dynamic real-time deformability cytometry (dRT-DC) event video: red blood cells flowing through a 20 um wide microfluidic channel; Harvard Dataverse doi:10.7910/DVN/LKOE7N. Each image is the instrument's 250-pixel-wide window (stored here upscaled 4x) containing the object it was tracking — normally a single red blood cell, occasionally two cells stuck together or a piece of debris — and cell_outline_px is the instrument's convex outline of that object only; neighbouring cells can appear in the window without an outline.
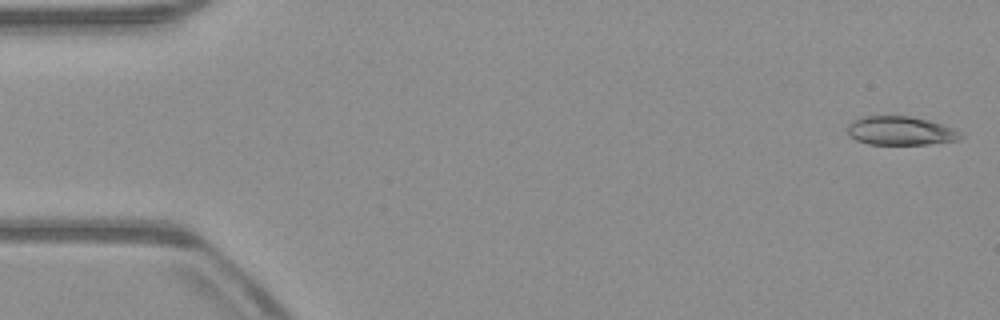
{"species": "common noctule bat (a hibernating species)", "species_latin": "Nyctalus noctula", "temperature_condition": "warm", "stored_images_in_passage": 18, "segment_of_instrument_passage": [1, 2], "camera_frame_rate_fps": 3000, "um_per_image_px": 0.085, "animal": {"sex": "male", "body_mass_g": 23.1, "forearm_length_mm": 52.7}, "frame": {"image": 1, "passage_image": 1, "time_ms": 0.0, "image_size_px": [1000, 320], "cell_outline_px": [[964, 136], [960, 140], [928, 144], [868, 144], [856, 140], [848, 136], [848, 124], [852, 120], [860, 116], [912, 116], [928, 120], [952, 128], [960, 132]], "centroid_in_image_um": [76.52, 11.11], "position_along_channel_um": 8.5, "area_um2": 19.07}}
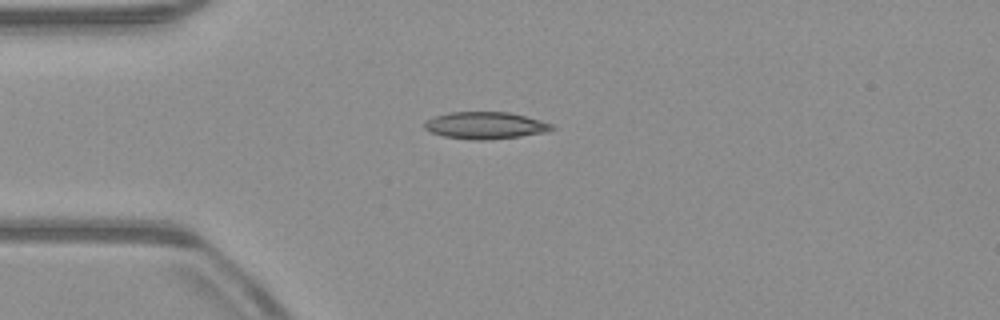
{"frame": {"image": 2, "passage_image": 13, "time_ms": 4.0, "image_size_px": [1000, 320], "cell_outline_px": [[556, 128], [548, 132], [520, 136], [484, 140], [472, 140], [444, 136], [432, 132], [424, 128], [424, 120], [432, 116], [448, 112], [508, 112], [540, 120], [552, 124]], "centroid_in_image_um": [41.23, 10.65], "position_along_channel_um": 43.8, "area_um2": 20.11}}